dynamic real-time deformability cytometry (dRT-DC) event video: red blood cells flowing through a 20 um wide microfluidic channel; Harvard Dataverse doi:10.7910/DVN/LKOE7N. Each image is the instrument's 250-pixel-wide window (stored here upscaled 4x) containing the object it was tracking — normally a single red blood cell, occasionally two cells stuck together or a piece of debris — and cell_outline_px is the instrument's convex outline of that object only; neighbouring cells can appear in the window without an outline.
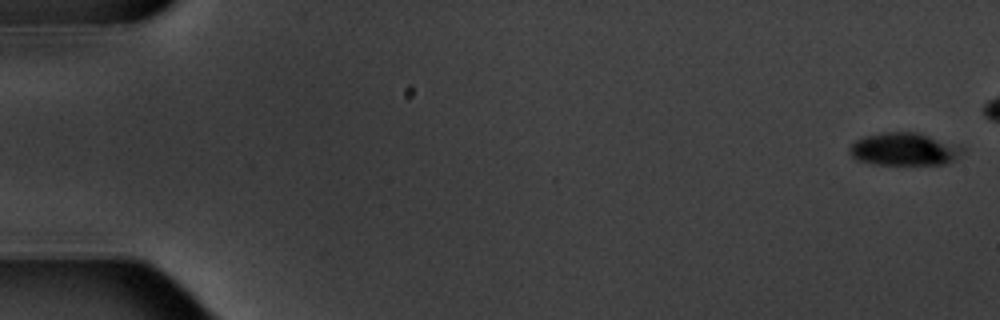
{"species": "common noctule bat (a hibernating species)", "species_latin": "Nyctalus noctula", "temperature_condition": "warm", "stored_images_in_passage": 7, "camera_frame_rate_fps": 3000, "um_per_image_px": 0.085, "animal": {"sex": "male", "body_mass_g": 20.1, "forearm_length_mm": 53.5}, "frame": {"image": 1, "passage_image": 1, "time_ms": 0.0, "image_size_px": [1000, 320], "cell_outline_px": [[964, 152], [956, 160], [948, 164], [876, 164], [860, 160], [852, 156], [848, 152], [848, 148], [856, 140], [864, 136], [884, 132], [916, 132], [964, 148]], "centroid_in_image_um": [76.85, 12.69], "position_along_channel_um": 8.2, "area_um2": 21.27}}
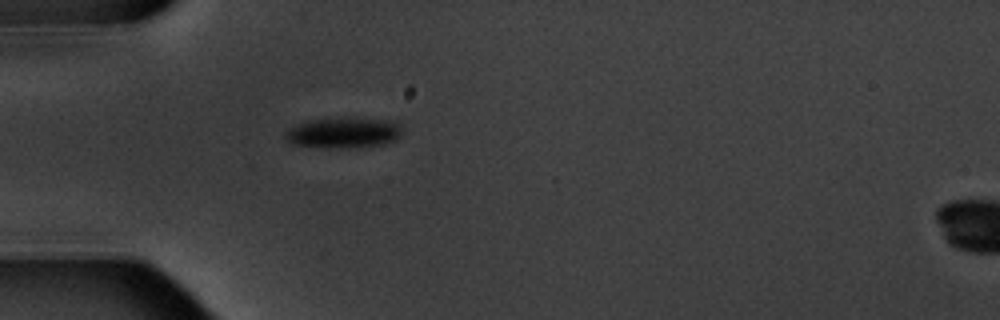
{"frame": {"image": 2, "passage_image": 7, "time_ms": 7.667, "image_size_px": [1000, 320], "cell_outline_px": [[400, 136], [396, 140], [384, 144], [340, 148], [324, 148], [292, 144], [284, 136], [284, 132], [288, 128], [308, 120], [344, 116], [388, 120], [400, 124]], "centroid_in_image_um": [29.17, 11.26], "position_along_channel_um": 55.8, "area_um2": 21.21}}